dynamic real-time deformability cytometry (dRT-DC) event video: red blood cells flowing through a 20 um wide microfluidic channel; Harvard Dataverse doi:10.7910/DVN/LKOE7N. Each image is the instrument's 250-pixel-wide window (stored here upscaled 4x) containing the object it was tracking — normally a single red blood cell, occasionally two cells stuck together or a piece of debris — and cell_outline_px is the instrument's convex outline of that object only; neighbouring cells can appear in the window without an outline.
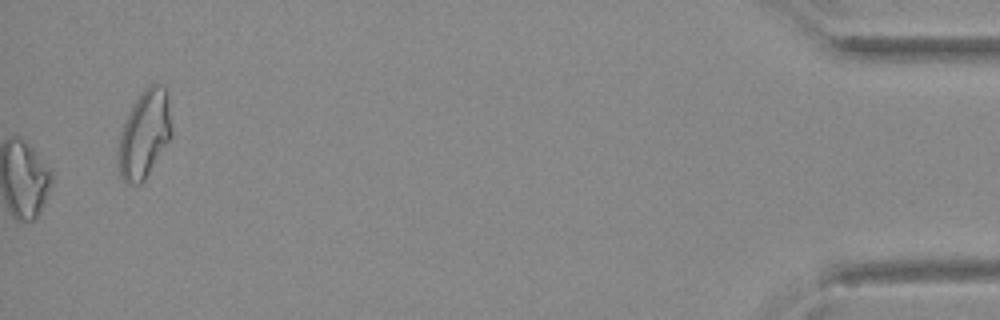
{"species": "Egyptian fruit bat (a non-hibernating species)", "species_latin": "Rousettus aegyptiacus", "temperature_condition": "warm", "stored_images_in_passage": 40, "camera_frame_rate_fps": 3000, "um_per_image_px": 0.085, "animal": {"sex": "female"}, "frame": {"image": 1, "passage_image": 40, "time_ms": 13.0, "image_size_px": [1000, 320], "cell_outline_px": [[172, 136], [144, 180], [140, 184], [128, 184], [120, 176], [120, 136], [124, 124], [136, 100], [144, 88], [148, 84], [164, 84], [168, 92], [172, 128]], "centroid_in_image_um": [12.34, 11.36], "position_along_channel_um": 422.9, "area_um2": 26.76}}